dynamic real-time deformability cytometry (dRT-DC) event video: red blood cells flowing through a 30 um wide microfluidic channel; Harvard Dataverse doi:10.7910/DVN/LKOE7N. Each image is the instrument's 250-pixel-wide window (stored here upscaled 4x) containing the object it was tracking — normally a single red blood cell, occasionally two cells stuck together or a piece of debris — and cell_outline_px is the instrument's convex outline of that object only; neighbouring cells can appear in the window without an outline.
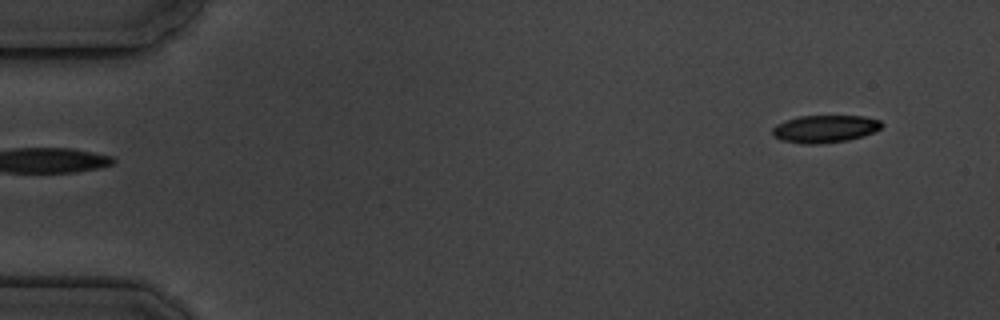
{"species": "common noctule bat (a hibernating species)", "species_latin": "Nyctalus noctula", "temperature_condition": "cold", "stored_images_in_passage": 6, "segment_of_instrument_passage": [2, 2], "camera_frame_rate_fps": 3000, "um_per_image_px": 0.085, "animal": {"sex": "male", "body_mass_g": 19.5, "forearm_length_mm": 54.6}, "frame": {"image": 1, "passage_image": 6, "time_ms": 5.667, "image_size_px": [1000, 320], "cell_outline_px": [[884, 124], [880, 128], [864, 136], [848, 140], [820, 144], [804, 144], [780, 140], [772, 136], [772, 128], [776, 124], [784, 120], [800, 116], [864, 116], [880, 120]], "centroid_in_image_um": [70.08, 10.95], "position_along_channel_um": 14.9, "area_um2": 17.69}}